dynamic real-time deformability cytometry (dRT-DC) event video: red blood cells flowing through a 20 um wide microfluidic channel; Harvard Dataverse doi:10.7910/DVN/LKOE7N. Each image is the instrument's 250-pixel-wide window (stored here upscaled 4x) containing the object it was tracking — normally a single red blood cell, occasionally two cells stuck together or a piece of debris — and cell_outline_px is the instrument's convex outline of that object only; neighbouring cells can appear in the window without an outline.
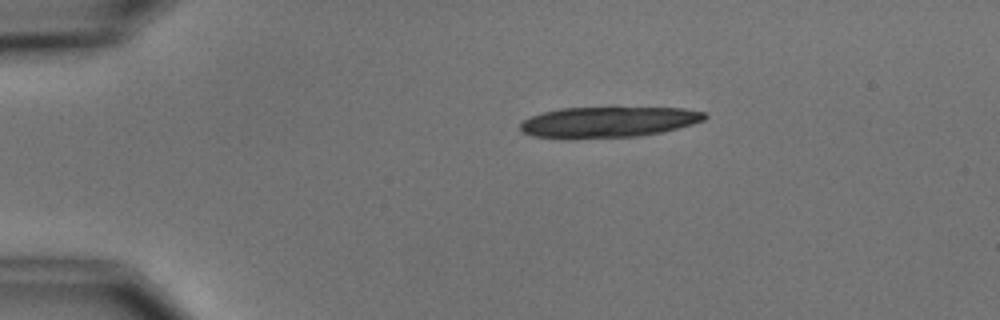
{"species": "common noctule bat (a hibernating species)", "species_latin": "Nyctalus noctula", "temperature_condition": "cold", "stored_images_in_passage": 3, "camera_frame_rate_fps": 3000, "um_per_image_px": 0.085, "animal": {"sex": "male", "body_mass_g": 15.6}, "frame": {"image": 1, "passage_image": 1, "time_ms": 0.0, "image_size_px": [1000, 320], "cell_outline_px": [[708, 116], [704, 120], [692, 124], [660, 132], [636, 136], [532, 136], [520, 132], [520, 124], [524, 120], [532, 116], [544, 112], [560, 108], [612, 104], [616, 104], [684, 108], [704, 112]], "centroid_in_image_um": [51.8, 10.26], "position_along_channel_um": 33.2, "area_um2": 33.58}}